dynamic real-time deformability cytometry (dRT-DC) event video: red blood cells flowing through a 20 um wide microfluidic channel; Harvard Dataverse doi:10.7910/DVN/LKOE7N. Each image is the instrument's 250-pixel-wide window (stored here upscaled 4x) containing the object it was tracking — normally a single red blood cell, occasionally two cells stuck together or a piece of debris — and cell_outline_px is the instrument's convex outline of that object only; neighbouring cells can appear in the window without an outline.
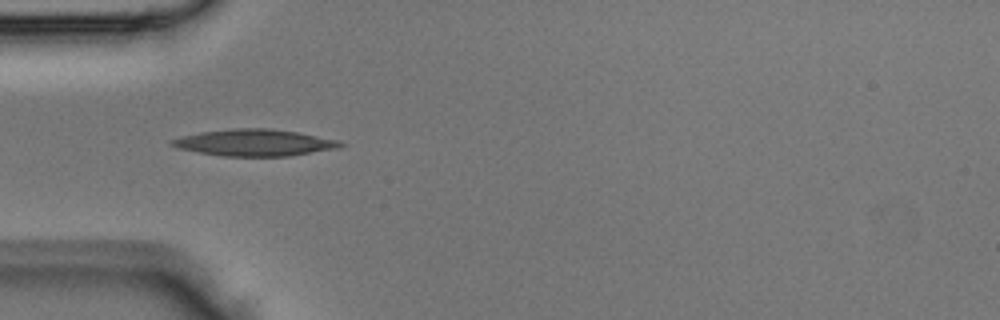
{"species": "Egyptian fruit bat (a non-hibernating species)", "species_latin": "Rousettus aegyptiacus", "temperature_condition": "room temperature", "stored_images_in_passage": 24, "camera_frame_rate_fps": 3000, "um_per_image_px": 0.085, "animal": {"sex": "male"}, "frame": {"image": 1, "passage_image": 1, "time_ms": 0.0, "image_size_px": [1000, 320], "cell_outline_px": [[348, 144], [336, 148], [288, 156], [224, 156], [176, 148], [168, 144], [168, 140], [200, 132], [236, 128], [272, 128], [296, 132], [340, 140]], "centroid_in_image_um": [21.62, 12.12], "position_along_channel_um": 63.4, "area_um2": 26.13}}